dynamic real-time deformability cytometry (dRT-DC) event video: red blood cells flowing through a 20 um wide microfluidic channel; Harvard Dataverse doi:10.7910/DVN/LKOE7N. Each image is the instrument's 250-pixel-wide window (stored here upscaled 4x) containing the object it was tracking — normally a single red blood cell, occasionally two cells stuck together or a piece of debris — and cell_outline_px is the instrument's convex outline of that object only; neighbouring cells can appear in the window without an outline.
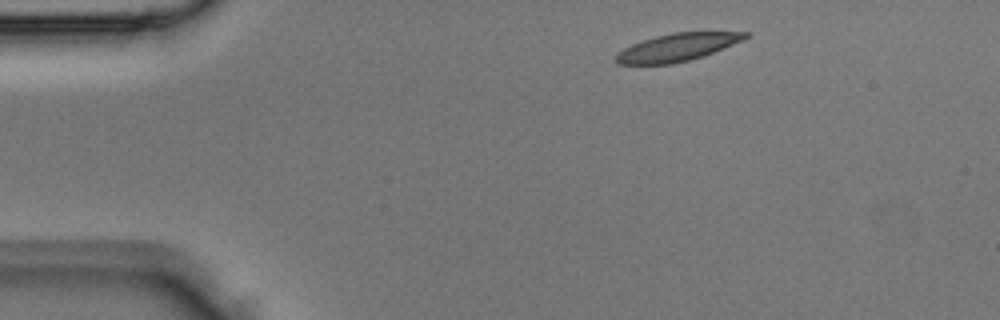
{"species": "Egyptian fruit bat (a non-hibernating species)", "species_latin": "Rousettus aegyptiacus", "temperature_condition": "room temperature", "stored_images_in_passage": 3, "camera_frame_rate_fps": 3000, "um_per_image_px": 0.085, "animal": {"sex": "male"}, "frame": {"image": 1, "passage_image": 1, "time_ms": 0.0, "image_size_px": [1000, 320], "cell_outline_px": [[748, 36], [732, 44], [704, 56], [672, 64], [616, 64], [612, 60], [616, 52], [632, 44], [656, 36], [672, 32], [748, 32]], "centroid_in_image_um": [57.46, 4.03], "position_along_channel_um": 27.5, "area_um2": 20.69}}
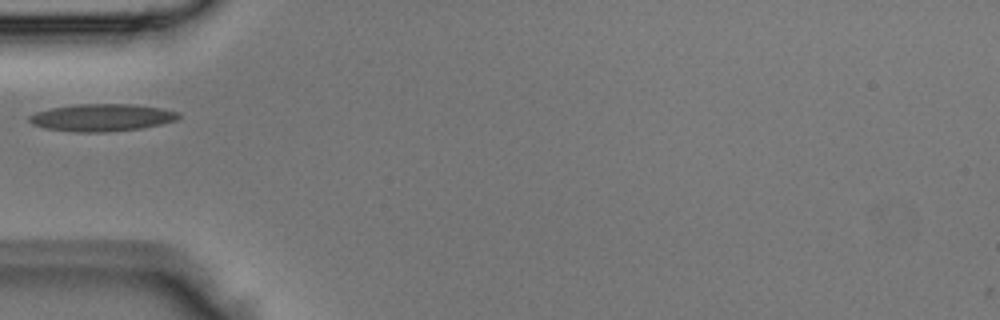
{"frame": {"image": 2, "passage_image": 3, "time_ms": 0.667, "image_size_px": [1000, 320], "cell_outline_px": [[180, 116], [176, 120], [160, 124], [140, 128], [104, 132], [72, 132], [44, 128], [32, 124], [28, 120], [28, 116], [36, 112], [52, 108], [80, 104], [132, 104], [160, 108], [180, 112]], "centroid_in_image_um": [8.63, 9.99], "position_along_channel_um": 76.4, "area_um2": 23.64}}